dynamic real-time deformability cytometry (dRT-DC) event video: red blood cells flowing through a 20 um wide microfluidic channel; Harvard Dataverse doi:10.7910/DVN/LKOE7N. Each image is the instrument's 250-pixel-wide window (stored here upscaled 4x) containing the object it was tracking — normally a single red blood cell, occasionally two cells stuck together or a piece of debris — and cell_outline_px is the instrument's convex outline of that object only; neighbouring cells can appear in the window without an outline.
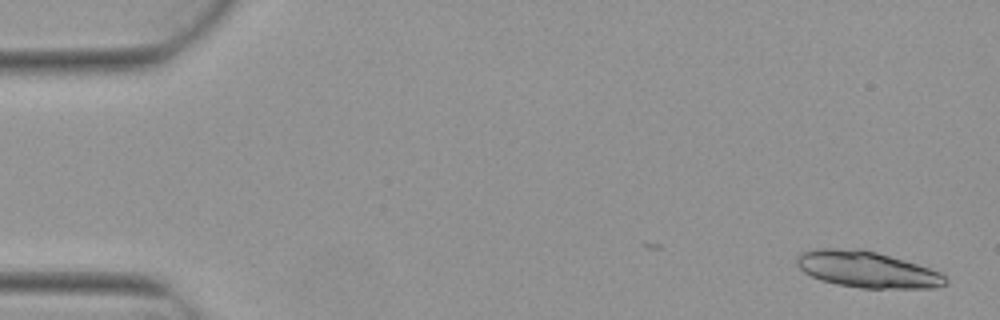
{"species": "Egyptian fruit bat (a non-hibernating species)", "species_latin": "Rousettus aegyptiacus", "temperature_condition": "warm", "stored_images_in_passage": 5, "segment_of_instrument_passage": [1, 2], "camera_frame_rate_fps": 3000, "um_per_image_px": 0.085, "animal": {"sex": "female"}, "frame": {"image": 1, "passage_image": 1, "time_ms": 0.0, "image_size_px": [1000, 320], "cell_outline_px": [[948, 284], [932, 288], [860, 288], [836, 284], [820, 280], [804, 272], [796, 264], [796, 256], [800, 252], [820, 248], [860, 248], [876, 252], [904, 260], [940, 272], [948, 280]], "centroid_in_image_um": [73.67, 22.9], "position_along_channel_um": 11.3, "area_um2": 31.5}}
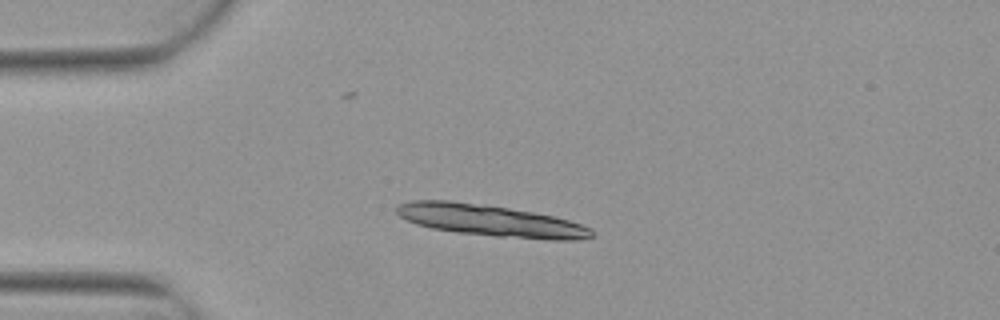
{"frame": {"image": 2, "passage_image": 4, "time_ms": 1.0, "image_size_px": [1000, 320], "cell_outline_px": [[596, 232], [592, 236], [576, 240], [548, 240], [496, 236], [456, 232], [432, 228], [416, 224], [400, 216], [396, 212], [396, 208], [400, 204], [412, 200], [448, 200], [484, 204], [532, 212], [552, 216], [568, 220], [592, 228]], "centroid_in_image_um": [41.71, 18.75], "position_along_channel_um": 43.3, "area_um2": 35.72}}